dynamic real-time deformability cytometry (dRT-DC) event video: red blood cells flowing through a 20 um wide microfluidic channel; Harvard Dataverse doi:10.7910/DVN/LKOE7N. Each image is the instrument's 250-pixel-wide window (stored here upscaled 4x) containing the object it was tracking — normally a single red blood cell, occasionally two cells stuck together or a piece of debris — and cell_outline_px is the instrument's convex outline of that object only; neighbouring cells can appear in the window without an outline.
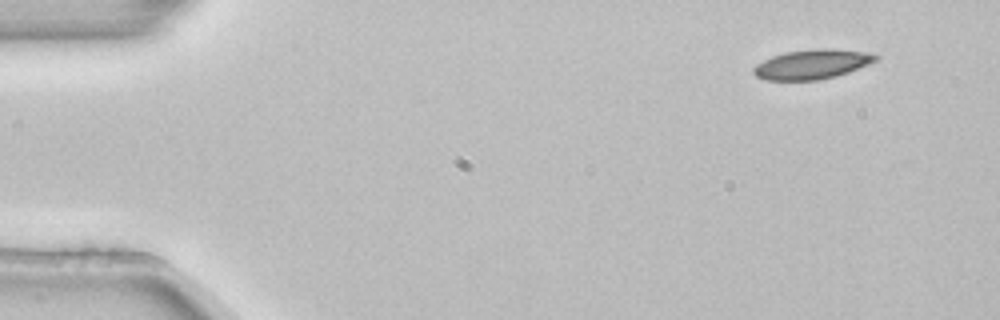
{"species": "common noctule bat (a hibernating species)", "species_latin": "Nyctalus noctula", "temperature_condition": "room temperature", "stored_images_in_passage": 4, "camera_frame_rate_fps": 3000, "um_per_image_px": 0.085, "animal": {"sex": "female", "body_mass_g": 22.7, "forearm_length_mm": 54.2}, "frame": {"image": 1, "passage_image": 1, "time_ms": 0.0, "image_size_px": [1000, 320], "cell_outline_px": [[880, 56], [876, 60], [868, 64], [848, 72], [836, 76], [820, 80], [764, 80], [756, 76], [752, 72], [752, 68], [756, 64], [772, 56], [788, 52], [816, 48], [828, 48], [872, 52]], "centroid_in_image_um": [69.03, 5.46], "position_along_channel_um": 16.0, "area_um2": 21.15}}
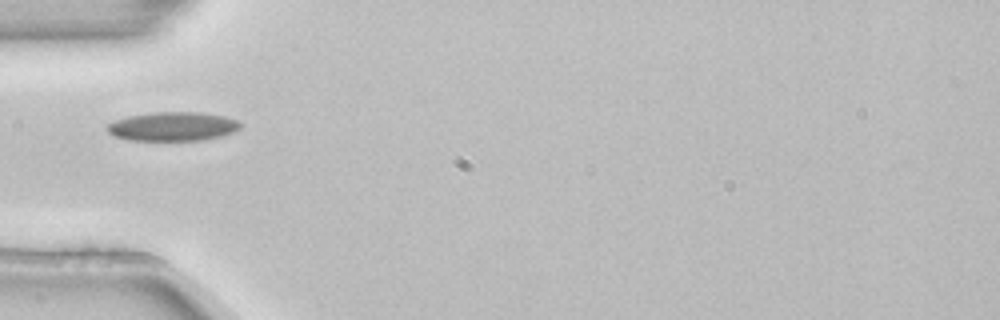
{"frame": {"image": 2, "passage_image": 4, "time_ms": 1.0, "image_size_px": [1000, 320], "cell_outline_px": [[240, 128], [236, 132], [220, 136], [200, 140], [128, 140], [112, 136], [108, 132], [108, 124], [116, 120], [128, 116], [156, 112], [200, 112], [224, 116], [240, 120]], "centroid_in_image_um": [14.71, 10.75], "position_along_channel_um": 70.3, "area_um2": 22.48}}